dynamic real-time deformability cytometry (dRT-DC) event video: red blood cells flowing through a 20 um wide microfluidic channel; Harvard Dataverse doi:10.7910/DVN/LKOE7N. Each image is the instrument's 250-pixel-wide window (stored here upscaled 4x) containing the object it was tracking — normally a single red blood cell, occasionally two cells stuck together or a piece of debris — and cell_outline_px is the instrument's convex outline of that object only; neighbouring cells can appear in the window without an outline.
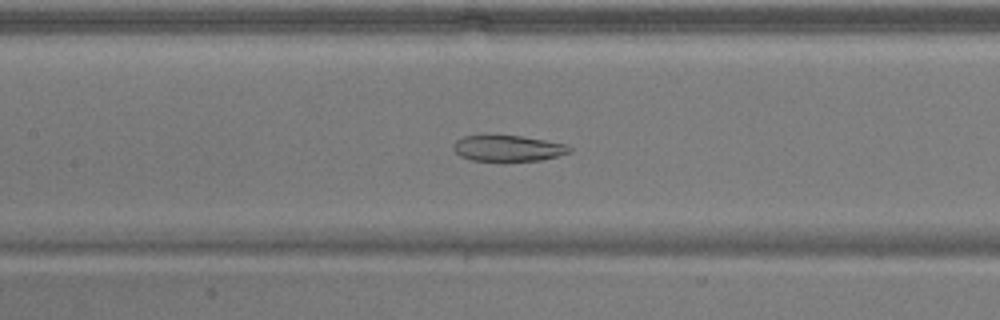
{"species": "common noctule bat (a hibernating species)", "species_latin": "Nyctalus noctula", "temperature_condition": "warm", "stored_images_in_passage": 52, "camera_frame_rate_fps": 3000, "um_per_image_px": 0.085, "animal": {"sex": "male", "body_mass_g": 17.9}, "frame": {"image": 1, "passage_image": 24, "time_ms": 7.667, "image_size_px": [1000, 320], "cell_outline_px": [[572, 148], [568, 152], [556, 156], [540, 160], [504, 164], [472, 160], [460, 156], [452, 148], [452, 144], [456, 140], [464, 136], [520, 136], [568, 144]], "centroid_in_image_um": [43.14, 12.66], "position_along_channel_um": 164.3, "area_um2": 18.15}}
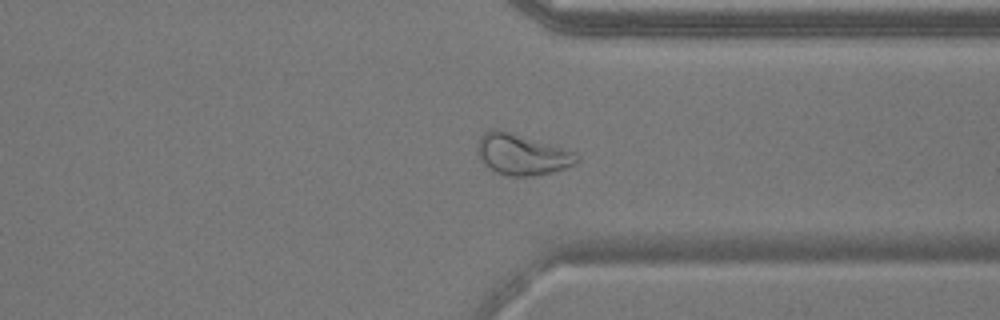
{"frame": {"image": 2, "passage_image": 40, "time_ms": 13.0, "image_size_px": [1000, 320], "cell_outline_px": [[580, 160], [576, 164], [552, 172], [532, 176], [508, 176], [496, 172], [484, 164], [476, 152], [476, 148], [480, 136], [484, 132], [492, 128], [508, 132], [576, 152], [580, 156]], "centroid_in_image_um": [44.35, 13.14], "position_along_channel_um": 367.0, "area_um2": 23.52}}
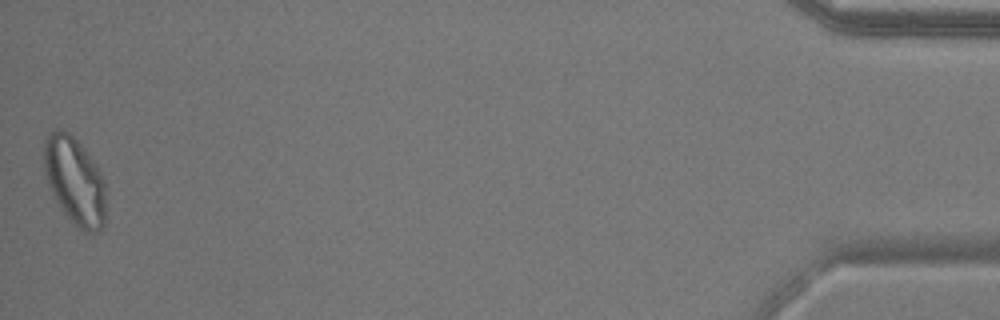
{"frame": {"image": 3, "passage_image": 52, "time_ms": 17.0, "image_size_px": [1000, 320], "cell_outline_px": [[104, 224], [96, 232], [84, 232], [60, 208], [48, 188], [44, 172], [44, 140], [48, 132], [56, 128], [60, 128], [68, 132], [80, 144], [96, 164], [104, 180]], "centroid_in_image_um": [6.31, 15.33], "position_along_channel_um": 428.9, "area_um2": 31.44}, "authors_computed_cell_mechanics": {"area_um2": 25.8944, "velocity_mm_per_s": 3.8198, "shape_relaxation_time_tau1_ms": null, "shape_relaxation_time_tau2_ms": 2.6414, "deformation_change_tau1": null, "deformation_change_tau2": 0.0915}}